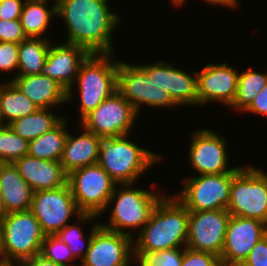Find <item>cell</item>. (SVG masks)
<instances>
[{
  "label": "cell",
  "mask_w": 267,
  "mask_h": 266,
  "mask_svg": "<svg viewBox=\"0 0 267 266\" xmlns=\"http://www.w3.org/2000/svg\"><path fill=\"white\" fill-rule=\"evenodd\" d=\"M109 5L108 0H56V16L68 31L64 42L90 53H114L112 34L123 19Z\"/></svg>",
  "instance_id": "obj_1"
},
{
  "label": "cell",
  "mask_w": 267,
  "mask_h": 266,
  "mask_svg": "<svg viewBox=\"0 0 267 266\" xmlns=\"http://www.w3.org/2000/svg\"><path fill=\"white\" fill-rule=\"evenodd\" d=\"M189 210L174 195L165 194L156 204L149 221L133 238L134 257L146 258L160 251L186 247Z\"/></svg>",
  "instance_id": "obj_2"
},
{
  "label": "cell",
  "mask_w": 267,
  "mask_h": 266,
  "mask_svg": "<svg viewBox=\"0 0 267 266\" xmlns=\"http://www.w3.org/2000/svg\"><path fill=\"white\" fill-rule=\"evenodd\" d=\"M117 186L118 184L104 211H110L107 223L101 221L99 224L133 239L136 230L140 232L149 221L152 211L165 192L159 194L158 191L135 187V183Z\"/></svg>",
  "instance_id": "obj_3"
},
{
  "label": "cell",
  "mask_w": 267,
  "mask_h": 266,
  "mask_svg": "<svg viewBox=\"0 0 267 266\" xmlns=\"http://www.w3.org/2000/svg\"><path fill=\"white\" fill-rule=\"evenodd\" d=\"M114 53H91L81 64L75 84L68 91V102L74 98L75 85L79 90V122L117 91L119 59Z\"/></svg>",
  "instance_id": "obj_4"
},
{
  "label": "cell",
  "mask_w": 267,
  "mask_h": 266,
  "mask_svg": "<svg viewBox=\"0 0 267 266\" xmlns=\"http://www.w3.org/2000/svg\"><path fill=\"white\" fill-rule=\"evenodd\" d=\"M130 135L103 138L98 164L119 184H137L141 175L162 159L158 153L140 147Z\"/></svg>",
  "instance_id": "obj_5"
},
{
  "label": "cell",
  "mask_w": 267,
  "mask_h": 266,
  "mask_svg": "<svg viewBox=\"0 0 267 266\" xmlns=\"http://www.w3.org/2000/svg\"><path fill=\"white\" fill-rule=\"evenodd\" d=\"M227 210L230 215L267 225V172L244 165L232 178Z\"/></svg>",
  "instance_id": "obj_6"
},
{
  "label": "cell",
  "mask_w": 267,
  "mask_h": 266,
  "mask_svg": "<svg viewBox=\"0 0 267 266\" xmlns=\"http://www.w3.org/2000/svg\"><path fill=\"white\" fill-rule=\"evenodd\" d=\"M67 183L78 209L83 214H93L98 217L104 214L117 185L98 163L72 171L68 174Z\"/></svg>",
  "instance_id": "obj_7"
},
{
  "label": "cell",
  "mask_w": 267,
  "mask_h": 266,
  "mask_svg": "<svg viewBox=\"0 0 267 266\" xmlns=\"http://www.w3.org/2000/svg\"><path fill=\"white\" fill-rule=\"evenodd\" d=\"M237 172L187 177L176 198L189 211L227 209L232 178Z\"/></svg>",
  "instance_id": "obj_8"
},
{
  "label": "cell",
  "mask_w": 267,
  "mask_h": 266,
  "mask_svg": "<svg viewBox=\"0 0 267 266\" xmlns=\"http://www.w3.org/2000/svg\"><path fill=\"white\" fill-rule=\"evenodd\" d=\"M117 91L135 108L139 116L144 105L163 109L179 107L167 90L160 89L139 65L121 59L118 64Z\"/></svg>",
  "instance_id": "obj_9"
},
{
  "label": "cell",
  "mask_w": 267,
  "mask_h": 266,
  "mask_svg": "<svg viewBox=\"0 0 267 266\" xmlns=\"http://www.w3.org/2000/svg\"><path fill=\"white\" fill-rule=\"evenodd\" d=\"M6 259L22 260L41 253L45 238L38 219L30 210L3 214Z\"/></svg>",
  "instance_id": "obj_10"
},
{
  "label": "cell",
  "mask_w": 267,
  "mask_h": 266,
  "mask_svg": "<svg viewBox=\"0 0 267 266\" xmlns=\"http://www.w3.org/2000/svg\"><path fill=\"white\" fill-rule=\"evenodd\" d=\"M135 108L118 92L107 97L79 124L102 138L129 135L138 118Z\"/></svg>",
  "instance_id": "obj_11"
},
{
  "label": "cell",
  "mask_w": 267,
  "mask_h": 266,
  "mask_svg": "<svg viewBox=\"0 0 267 266\" xmlns=\"http://www.w3.org/2000/svg\"><path fill=\"white\" fill-rule=\"evenodd\" d=\"M30 211L38 219L45 235H56L69 224L70 219L83 214L77 207L68 183L56 189L34 192Z\"/></svg>",
  "instance_id": "obj_12"
},
{
  "label": "cell",
  "mask_w": 267,
  "mask_h": 266,
  "mask_svg": "<svg viewBox=\"0 0 267 266\" xmlns=\"http://www.w3.org/2000/svg\"><path fill=\"white\" fill-rule=\"evenodd\" d=\"M190 136L188 162L197 175L238 172L243 167L228 165V141L217 132L200 128Z\"/></svg>",
  "instance_id": "obj_13"
},
{
  "label": "cell",
  "mask_w": 267,
  "mask_h": 266,
  "mask_svg": "<svg viewBox=\"0 0 267 266\" xmlns=\"http://www.w3.org/2000/svg\"><path fill=\"white\" fill-rule=\"evenodd\" d=\"M133 239L94 223L89 249L80 266H133Z\"/></svg>",
  "instance_id": "obj_14"
},
{
  "label": "cell",
  "mask_w": 267,
  "mask_h": 266,
  "mask_svg": "<svg viewBox=\"0 0 267 266\" xmlns=\"http://www.w3.org/2000/svg\"><path fill=\"white\" fill-rule=\"evenodd\" d=\"M230 216L227 209L189 211L186 247L220 257Z\"/></svg>",
  "instance_id": "obj_15"
},
{
  "label": "cell",
  "mask_w": 267,
  "mask_h": 266,
  "mask_svg": "<svg viewBox=\"0 0 267 266\" xmlns=\"http://www.w3.org/2000/svg\"><path fill=\"white\" fill-rule=\"evenodd\" d=\"M239 72L226 62H212L197 71L198 106L220 102L231 107L237 94Z\"/></svg>",
  "instance_id": "obj_16"
},
{
  "label": "cell",
  "mask_w": 267,
  "mask_h": 266,
  "mask_svg": "<svg viewBox=\"0 0 267 266\" xmlns=\"http://www.w3.org/2000/svg\"><path fill=\"white\" fill-rule=\"evenodd\" d=\"M267 234V225L259 220L231 215L220 255L222 266H240L251 249Z\"/></svg>",
  "instance_id": "obj_17"
},
{
  "label": "cell",
  "mask_w": 267,
  "mask_h": 266,
  "mask_svg": "<svg viewBox=\"0 0 267 266\" xmlns=\"http://www.w3.org/2000/svg\"><path fill=\"white\" fill-rule=\"evenodd\" d=\"M91 53L84 47L51 42L41 74L56 80L68 92L75 83L81 64Z\"/></svg>",
  "instance_id": "obj_18"
},
{
  "label": "cell",
  "mask_w": 267,
  "mask_h": 266,
  "mask_svg": "<svg viewBox=\"0 0 267 266\" xmlns=\"http://www.w3.org/2000/svg\"><path fill=\"white\" fill-rule=\"evenodd\" d=\"M14 165L34 192L56 189L67 184L68 175L58 161L38 159L26 154L16 160Z\"/></svg>",
  "instance_id": "obj_19"
},
{
  "label": "cell",
  "mask_w": 267,
  "mask_h": 266,
  "mask_svg": "<svg viewBox=\"0 0 267 266\" xmlns=\"http://www.w3.org/2000/svg\"><path fill=\"white\" fill-rule=\"evenodd\" d=\"M10 81L41 109H55V107L68 102V92L63 86L41 73L16 76Z\"/></svg>",
  "instance_id": "obj_20"
},
{
  "label": "cell",
  "mask_w": 267,
  "mask_h": 266,
  "mask_svg": "<svg viewBox=\"0 0 267 266\" xmlns=\"http://www.w3.org/2000/svg\"><path fill=\"white\" fill-rule=\"evenodd\" d=\"M79 127L82 128V133L77 136L68 132L60 159L67 175L76 169L96 164L99 159V148L103 138L87 131L81 125Z\"/></svg>",
  "instance_id": "obj_21"
},
{
  "label": "cell",
  "mask_w": 267,
  "mask_h": 266,
  "mask_svg": "<svg viewBox=\"0 0 267 266\" xmlns=\"http://www.w3.org/2000/svg\"><path fill=\"white\" fill-rule=\"evenodd\" d=\"M0 191L5 214L30 210L34 191L22 178L14 163L0 166Z\"/></svg>",
  "instance_id": "obj_22"
},
{
  "label": "cell",
  "mask_w": 267,
  "mask_h": 266,
  "mask_svg": "<svg viewBox=\"0 0 267 266\" xmlns=\"http://www.w3.org/2000/svg\"><path fill=\"white\" fill-rule=\"evenodd\" d=\"M50 1L52 2V0H25L19 21L27 37L46 38L44 34L52 25L50 23L52 17H57L56 0H53L52 6L49 5Z\"/></svg>",
  "instance_id": "obj_23"
},
{
  "label": "cell",
  "mask_w": 267,
  "mask_h": 266,
  "mask_svg": "<svg viewBox=\"0 0 267 266\" xmlns=\"http://www.w3.org/2000/svg\"><path fill=\"white\" fill-rule=\"evenodd\" d=\"M51 40L47 38L27 37L19 43L17 75L13 72L12 79L16 76H30L40 74L45 64Z\"/></svg>",
  "instance_id": "obj_24"
},
{
  "label": "cell",
  "mask_w": 267,
  "mask_h": 266,
  "mask_svg": "<svg viewBox=\"0 0 267 266\" xmlns=\"http://www.w3.org/2000/svg\"><path fill=\"white\" fill-rule=\"evenodd\" d=\"M167 92L178 106L198 107L197 71L190 74L168 63Z\"/></svg>",
  "instance_id": "obj_25"
},
{
  "label": "cell",
  "mask_w": 267,
  "mask_h": 266,
  "mask_svg": "<svg viewBox=\"0 0 267 266\" xmlns=\"http://www.w3.org/2000/svg\"><path fill=\"white\" fill-rule=\"evenodd\" d=\"M53 110L39 108L32 114L12 121L8 126L29 142L51 131L65 118L64 115H56Z\"/></svg>",
  "instance_id": "obj_26"
},
{
  "label": "cell",
  "mask_w": 267,
  "mask_h": 266,
  "mask_svg": "<svg viewBox=\"0 0 267 266\" xmlns=\"http://www.w3.org/2000/svg\"><path fill=\"white\" fill-rule=\"evenodd\" d=\"M66 117L51 131L29 141L28 154L43 160L60 162L68 135Z\"/></svg>",
  "instance_id": "obj_27"
},
{
  "label": "cell",
  "mask_w": 267,
  "mask_h": 266,
  "mask_svg": "<svg viewBox=\"0 0 267 266\" xmlns=\"http://www.w3.org/2000/svg\"><path fill=\"white\" fill-rule=\"evenodd\" d=\"M0 106L6 125L39 109L10 79L9 82H0Z\"/></svg>",
  "instance_id": "obj_28"
},
{
  "label": "cell",
  "mask_w": 267,
  "mask_h": 266,
  "mask_svg": "<svg viewBox=\"0 0 267 266\" xmlns=\"http://www.w3.org/2000/svg\"><path fill=\"white\" fill-rule=\"evenodd\" d=\"M97 218L99 217L93 214H82L81 216L76 218L77 224H67L56 234L63 242L68 245L70 251L77 260L78 258L79 260H82L89 249L92 235L94 233V223H96L95 220H97ZM90 221H93L94 223L91 225V232L88 233L89 236H85L82 231V225L88 224L87 222Z\"/></svg>",
  "instance_id": "obj_29"
},
{
  "label": "cell",
  "mask_w": 267,
  "mask_h": 266,
  "mask_svg": "<svg viewBox=\"0 0 267 266\" xmlns=\"http://www.w3.org/2000/svg\"><path fill=\"white\" fill-rule=\"evenodd\" d=\"M267 84V73L256 72L251 66L239 72L237 94L230 108L243 112L253 101L255 96Z\"/></svg>",
  "instance_id": "obj_30"
},
{
  "label": "cell",
  "mask_w": 267,
  "mask_h": 266,
  "mask_svg": "<svg viewBox=\"0 0 267 266\" xmlns=\"http://www.w3.org/2000/svg\"><path fill=\"white\" fill-rule=\"evenodd\" d=\"M29 142L16 134L8 125L0 128V160L14 163L28 154Z\"/></svg>",
  "instance_id": "obj_31"
},
{
  "label": "cell",
  "mask_w": 267,
  "mask_h": 266,
  "mask_svg": "<svg viewBox=\"0 0 267 266\" xmlns=\"http://www.w3.org/2000/svg\"><path fill=\"white\" fill-rule=\"evenodd\" d=\"M40 254L62 266H73L77 261L68 245L57 235H45Z\"/></svg>",
  "instance_id": "obj_32"
},
{
  "label": "cell",
  "mask_w": 267,
  "mask_h": 266,
  "mask_svg": "<svg viewBox=\"0 0 267 266\" xmlns=\"http://www.w3.org/2000/svg\"><path fill=\"white\" fill-rule=\"evenodd\" d=\"M184 247L160 250L148 255L146 258L134 257L133 264L138 266H181Z\"/></svg>",
  "instance_id": "obj_33"
},
{
  "label": "cell",
  "mask_w": 267,
  "mask_h": 266,
  "mask_svg": "<svg viewBox=\"0 0 267 266\" xmlns=\"http://www.w3.org/2000/svg\"><path fill=\"white\" fill-rule=\"evenodd\" d=\"M19 44L0 41V72L17 75Z\"/></svg>",
  "instance_id": "obj_34"
},
{
  "label": "cell",
  "mask_w": 267,
  "mask_h": 266,
  "mask_svg": "<svg viewBox=\"0 0 267 266\" xmlns=\"http://www.w3.org/2000/svg\"><path fill=\"white\" fill-rule=\"evenodd\" d=\"M181 266H222L219 256L210 252L191 250L184 247Z\"/></svg>",
  "instance_id": "obj_35"
},
{
  "label": "cell",
  "mask_w": 267,
  "mask_h": 266,
  "mask_svg": "<svg viewBox=\"0 0 267 266\" xmlns=\"http://www.w3.org/2000/svg\"><path fill=\"white\" fill-rule=\"evenodd\" d=\"M23 27L19 19L3 20L0 19V41L13 42L19 44L26 39Z\"/></svg>",
  "instance_id": "obj_36"
},
{
  "label": "cell",
  "mask_w": 267,
  "mask_h": 266,
  "mask_svg": "<svg viewBox=\"0 0 267 266\" xmlns=\"http://www.w3.org/2000/svg\"><path fill=\"white\" fill-rule=\"evenodd\" d=\"M148 75L150 80L160 87L167 90L168 81V62L158 60L147 65L138 64Z\"/></svg>",
  "instance_id": "obj_37"
},
{
  "label": "cell",
  "mask_w": 267,
  "mask_h": 266,
  "mask_svg": "<svg viewBox=\"0 0 267 266\" xmlns=\"http://www.w3.org/2000/svg\"><path fill=\"white\" fill-rule=\"evenodd\" d=\"M240 266H267V234L256 243Z\"/></svg>",
  "instance_id": "obj_38"
},
{
  "label": "cell",
  "mask_w": 267,
  "mask_h": 266,
  "mask_svg": "<svg viewBox=\"0 0 267 266\" xmlns=\"http://www.w3.org/2000/svg\"><path fill=\"white\" fill-rule=\"evenodd\" d=\"M25 0H0V19H19Z\"/></svg>",
  "instance_id": "obj_39"
},
{
  "label": "cell",
  "mask_w": 267,
  "mask_h": 266,
  "mask_svg": "<svg viewBox=\"0 0 267 266\" xmlns=\"http://www.w3.org/2000/svg\"><path fill=\"white\" fill-rule=\"evenodd\" d=\"M250 112L259 116H267V84L253 99L252 103L244 110L243 113Z\"/></svg>",
  "instance_id": "obj_40"
},
{
  "label": "cell",
  "mask_w": 267,
  "mask_h": 266,
  "mask_svg": "<svg viewBox=\"0 0 267 266\" xmlns=\"http://www.w3.org/2000/svg\"><path fill=\"white\" fill-rule=\"evenodd\" d=\"M25 266H62L45 258L42 254H37L24 261Z\"/></svg>",
  "instance_id": "obj_41"
},
{
  "label": "cell",
  "mask_w": 267,
  "mask_h": 266,
  "mask_svg": "<svg viewBox=\"0 0 267 266\" xmlns=\"http://www.w3.org/2000/svg\"><path fill=\"white\" fill-rule=\"evenodd\" d=\"M207 4L210 5H216V6H224L225 8L227 7L228 9L230 8H238L240 0H203Z\"/></svg>",
  "instance_id": "obj_42"
},
{
  "label": "cell",
  "mask_w": 267,
  "mask_h": 266,
  "mask_svg": "<svg viewBox=\"0 0 267 266\" xmlns=\"http://www.w3.org/2000/svg\"><path fill=\"white\" fill-rule=\"evenodd\" d=\"M0 259H6L4 230L0 221Z\"/></svg>",
  "instance_id": "obj_43"
},
{
  "label": "cell",
  "mask_w": 267,
  "mask_h": 266,
  "mask_svg": "<svg viewBox=\"0 0 267 266\" xmlns=\"http://www.w3.org/2000/svg\"><path fill=\"white\" fill-rule=\"evenodd\" d=\"M0 266H25V264L22 260L0 259Z\"/></svg>",
  "instance_id": "obj_44"
},
{
  "label": "cell",
  "mask_w": 267,
  "mask_h": 266,
  "mask_svg": "<svg viewBox=\"0 0 267 266\" xmlns=\"http://www.w3.org/2000/svg\"><path fill=\"white\" fill-rule=\"evenodd\" d=\"M5 214V204H4V201H3V195L0 191V217Z\"/></svg>",
  "instance_id": "obj_45"
},
{
  "label": "cell",
  "mask_w": 267,
  "mask_h": 266,
  "mask_svg": "<svg viewBox=\"0 0 267 266\" xmlns=\"http://www.w3.org/2000/svg\"><path fill=\"white\" fill-rule=\"evenodd\" d=\"M172 4H175V7H181L183 5H186L184 3H186V0H171Z\"/></svg>",
  "instance_id": "obj_46"
},
{
  "label": "cell",
  "mask_w": 267,
  "mask_h": 266,
  "mask_svg": "<svg viewBox=\"0 0 267 266\" xmlns=\"http://www.w3.org/2000/svg\"><path fill=\"white\" fill-rule=\"evenodd\" d=\"M6 126L5 121L3 120L0 106V128Z\"/></svg>",
  "instance_id": "obj_47"
}]
</instances>
